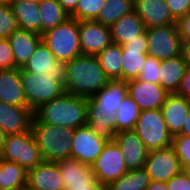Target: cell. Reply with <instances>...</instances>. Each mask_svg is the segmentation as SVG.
<instances>
[{
	"label": "cell",
	"mask_w": 190,
	"mask_h": 190,
	"mask_svg": "<svg viewBox=\"0 0 190 190\" xmlns=\"http://www.w3.org/2000/svg\"><path fill=\"white\" fill-rule=\"evenodd\" d=\"M187 66L188 63L182 54L161 60L159 69V84L168 93H177Z\"/></svg>",
	"instance_id": "obj_24"
},
{
	"label": "cell",
	"mask_w": 190,
	"mask_h": 190,
	"mask_svg": "<svg viewBox=\"0 0 190 190\" xmlns=\"http://www.w3.org/2000/svg\"><path fill=\"white\" fill-rule=\"evenodd\" d=\"M147 49L122 48V81L137 79L145 64Z\"/></svg>",
	"instance_id": "obj_30"
},
{
	"label": "cell",
	"mask_w": 190,
	"mask_h": 190,
	"mask_svg": "<svg viewBox=\"0 0 190 190\" xmlns=\"http://www.w3.org/2000/svg\"><path fill=\"white\" fill-rule=\"evenodd\" d=\"M147 46H148L147 33L145 30L141 35L137 36L136 39L130 40L129 42H126L125 44L121 45V48L135 47V48L147 49Z\"/></svg>",
	"instance_id": "obj_44"
},
{
	"label": "cell",
	"mask_w": 190,
	"mask_h": 190,
	"mask_svg": "<svg viewBox=\"0 0 190 190\" xmlns=\"http://www.w3.org/2000/svg\"><path fill=\"white\" fill-rule=\"evenodd\" d=\"M181 135H186V136H189L190 137V113L189 115L187 116V120L186 122L184 123V126L182 128V131L179 133Z\"/></svg>",
	"instance_id": "obj_49"
},
{
	"label": "cell",
	"mask_w": 190,
	"mask_h": 190,
	"mask_svg": "<svg viewBox=\"0 0 190 190\" xmlns=\"http://www.w3.org/2000/svg\"><path fill=\"white\" fill-rule=\"evenodd\" d=\"M134 131L148 151L172 146V135L168 132L161 109L141 111Z\"/></svg>",
	"instance_id": "obj_7"
},
{
	"label": "cell",
	"mask_w": 190,
	"mask_h": 190,
	"mask_svg": "<svg viewBox=\"0 0 190 190\" xmlns=\"http://www.w3.org/2000/svg\"><path fill=\"white\" fill-rule=\"evenodd\" d=\"M160 63V60L147 55L145 64L137 79L153 84H159Z\"/></svg>",
	"instance_id": "obj_38"
},
{
	"label": "cell",
	"mask_w": 190,
	"mask_h": 190,
	"mask_svg": "<svg viewBox=\"0 0 190 190\" xmlns=\"http://www.w3.org/2000/svg\"><path fill=\"white\" fill-rule=\"evenodd\" d=\"M60 170L65 190L89 187L96 179L91 166L72 158L56 162Z\"/></svg>",
	"instance_id": "obj_20"
},
{
	"label": "cell",
	"mask_w": 190,
	"mask_h": 190,
	"mask_svg": "<svg viewBox=\"0 0 190 190\" xmlns=\"http://www.w3.org/2000/svg\"><path fill=\"white\" fill-rule=\"evenodd\" d=\"M20 74L24 95L32 111L65 92L64 82L57 76L38 75L23 68H20Z\"/></svg>",
	"instance_id": "obj_5"
},
{
	"label": "cell",
	"mask_w": 190,
	"mask_h": 190,
	"mask_svg": "<svg viewBox=\"0 0 190 190\" xmlns=\"http://www.w3.org/2000/svg\"><path fill=\"white\" fill-rule=\"evenodd\" d=\"M168 132L174 136L182 131L190 113V99L177 93H169L162 108Z\"/></svg>",
	"instance_id": "obj_19"
},
{
	"label": "cell",
	"mask_w": 190,
	"mask_h": 190,
	"mask_svg": "<svg viewBox=\"0 0 190 190\" xmlns=\"http://www.w3.org/2000/svg\"><path fill=\"white\" fill-rule=\"evenodd\" d=\"M17 28L11 6L0 4V38L7 39Z\"/></svg>",
	"instance_id": "obj_37"
},
{
	"label": "cell",
	"mask_w": 190,
	"mask_h": 190,
	"mask_svg": "<svg viewBox=\"0 0 190 190\" xmlns=\"http://www.w3.org/2000/svg\"><path fill=\"white\" fill-rule=\"evenodd\" d=\"M0 158L16 162L27 171L44 161L31 130L6 135Z\"/></svg>",
	"instance_id": "obj_6"
},
{
	"label": "cell",
	"mask_w": 190,
	"mask_h": 190,
	"mask_svg": "<svg viewBox=\"0 0 190 190\" xmlns=\"http://www.w3.org/2000/svg\"><path fill=\"white\" fill-rule=\"evenodd\" d=\"M146 190H168L166 182L150 181Z\"/></svg>",
	"instance_id": "obj_47"
},
{
	"label": "cell",
	"mask_w": 190,
	"mask_h": 190,
	"mask_svg": "<svg viewBox=\"0 0 190 190\" xmlns=\"http://www.w3.org/2000/svg\"><path fill=\"white\" fill-rule=\"evenodd\" d=\"M6 134L3 132V130L0 128V153L2 151L3 145L5 143Z\"/></svg>",
	"instance_id": "obj_50"
},
{
	"label": "cell",
	"mask_w": 190,
	"mask_h": 190,
	"mask_svg": "<svg viewBox=\"0 0 190 190\" xmlns=\"http://www.w3.org/2000/svg\"><path fill=\"white\" fill-rule=\"evenodd\" d=\"M177 94L190 99V65L186 68L185 74L178 87Z\"/></svg>",
	"instance_id": "obj_43"
},
{
	"label": "cell",
	"mask_w": 190,
	"mask_h": 190,
	"mask_svg": "<svg viewBox=\"0 0 190 190\" xmlns=\"http://www.w3.org/2000/svg\"><path fill=\"white\" fill-rule=\"evenodd\" d=\"M15 68L14 54L8 39L0 38V70Z\"/></svg>",
	"instance_id": "obj_39"
},
{
	"label": "cell",
	"mask_w": 190,
	"mask_h": 190,
	"mask_svg": "<svg viewBox=\"0 0 190 190\" xmlns=\"http://www.w3.org/2000/svg\"><path fill=\"white\" fill-rule=\"evenodd\" d=\"M88 98L63 93L33 111L32 122L76 129L87 125Z\"/></svg>",
	"instance_id": "obj_2"
},
{
	"label": "cell",
	"mask_w": 190,
	"mask_h": 190,
	"mask_svg": "<svg viewBox=\"0 0 190 190\" xmlns=\"http://www.w3.org/2000/svg\"><path fill=\"white\" fill-rule=\"evenodd\" d=\"M42 41L57 60L67 63L81 56L79 20L69 17L65 22L43 33Z\"/></svg>",
	"instance_id": "obj_4"
},
{
	"label": "cell",
	"mask_w": 190,
	"mask_h": 190,
	"mask_svg": "<svg viewBox=\"0 0 190 190\" xmlns=\"http://www.w3.org/2000/svg\"><path fill=\"white\" fill-rule=\"evenodd\" d=\"M70 190H106V186L100 184L97 180L89 187L71 188Z\"/></svg>",
	"instance_id": "obj_48"
},
{
	"label": "cell",
	"mask_w": 190,
	"mask_h": 190,
	"mask_svg": "<svg viewBox=\"0 0 190 190\" xmlns=\"http://www.w3.org/2000/svg\"><path fill=\"white\" fill-rule=\"evenodd\" d=\"M31 131L44 161L57 162L71 158V138L75 129L32 122Z\"/></svg>",
	"instance_id": "obj_3"
},
{
	"label": "cell",
	"mask_w": 190,
	"mask_h": 190,
	"mask_svg": "<svg viewBox=\"0 0 190 190\" xmlns=\"http://www.w3.org/2000/svg\"><path fill=\"white\" fill-rule=\"evenodd\" d=\"M114 141L123 153L128 170L144 167L148 150L134 130L118 132Z\"/></svg>",
	"instance_id": "obj_16"
},
{
	"label": "cell",
	"mask_w": 190,
	"mask_h": 190,
	"mask_svg": "<svg viewBox=\"0 0 190 190\" xmlns=\"http://www.w3.org/2000/svg\"><path fill=\"white\" fill-rule=\"evenodd\" d=\"M168 190H190V172L182 171L166 182Z\"/></svg>",
	"instance_id": "obj_41"
},
{
	"label": "cell",
	"mask_w": 190,
	"mask_h": 190,
	"mask_svg": "<svg viewBox=\"0 0 190 190\" xmlns=\"http://www.w3.org/2000/svg\"><path fill=\"white\" fill-rule=\"evenodd\" d=\"M112 41L120 46L136 39L145 30L141 18L133 10L129 14L123 15L118 21L110 26Z\"/></svg>",
	"instance_id": "obj_25"
},
{
	"label": "cell",
	"mask_w": 190,
	"mask_h": 190,
	"mask_svg": "<svg viewBox=\"0 0 190 190\" xmlns=\"http://www.w3.org/2000/svg\"><path fill=\"white\" fill-rule=\"evenodd\" d=\"M105 0H79L76 10L70 15L79 21L95 20Z\"/></svg>",
	"instance_id": "obj_35"
},
{
	"label": "cell",
	"mask_w": 190,
	"mask_h": 190,
	"mask_svg": "<svg viewBox=\"0 0 190 190\" xmlns=\"http://www.w3.org/2000/svg\"><path fill=\"white\" fill-rule=\"evenodd\" d=\"M168 94L160 84L139 79L127 81V95L132 98L141 111L161 109Z\"/></svg>",
	"instance_id": "obj_13"
},
{
	"label": "cell",
	"mask_w": 190,
	"mask_h": 190,
	"mask_svg": "<svg viewBox=\"0 0 190 190\" xmlns=\"http://www.w3.org/2000/svg\"><path fill=\"white\" fill-rule=\"evenodd\" d=\"M127 95V82L122 80H110L89 101L99 109V112L115 115L121 102Z\"/></svg>",
	"instance_id": "obj_21"
},
{
	"label": "cell",
	"mask_w": 190,
	"mask_h": 190,
	"mask_svg": "<svg viewBox=\"0 0 190 190\" xmlns=\"http://www.w3.org/2000/svg\"><path fill=\"white\" fill-rule=\"evenodd\" d=\"M10 6L19 29L32 31L41 35L38 3L29 0H14Z\"/></svg>",
	"instance_id": "obj_26"
},
{
	"label": "cell",
	"mask_w": 190,
	"mask_h": 190,
	"mask_svg": "<svg viewBox=\"0 0 190 190\" xmlns=\"http://www.w3.org/2000/svg\"><path fill=\"white\" fill-rule=\"evenodd\" d=\"M82 55L96 56L113 43L111 29L95 20L79 21Z\"/></svg>",
	"instance_id": "obj_12"
},
{
	"label": "cell",
	"mask_w": 190,
	"mask_h": 190,
	"mask_svg": "<svg viewBox=\"0 0 190 190\" xmlns=\"http://www.w3.org/2000/svg\"><path fill=\"white\" fill-rule=\"evenodd\" d=\"M0 101L9 105L28 107L20 68L0 70Z\"/></svg>",
	"instance_id": "obj_23"
},
{
	"label": "cell",
	"mask_w": 190,
	"mask_h": 190,
	"mask_svg": "<svg viewBox=\"0 0 190 190\" xmlns=\"http://www.w3.org/2000/svg\"><path fill=\"white\" fill-rule=\"evenodd\" d=\"M149 184V175L142 168L128 170L116 181L109 183L106 186V190H146Z\"/></svg>",
	"instance_id": "obj_33"
},
{
	"label": "cell",
	"mask_w": 190,
	"mask_h": 190,
	"mask_svg": "<svg viewBox=\"0 0 190 190\" xmlns=\"http://www.w3.org/2000/svg\"><path fill=\"white\" fill-rule=\"evenodd\" d=\"M87 126L106 141H114L117 135L115 115L99 112V109L89 100L87 103Z\"/></svg>",
	"instance_id": "obj_27"
},
{
	"label": "cell",
	"mask_w": 190,
	"mask_h": 190,
	"mask_svg": "<svg viewBox=\"0 0 190 190\" xmlns=\"http://www.w3.org/2000/svg\"><path fill=\"white\" fill-rule=\"evenodd\" d=\"M65 93L90 98L110 79L95 56L81 55L66 63Z\"/></svg>",
	"instance_id": "obj_1"
},
{
	"label": "cell",
	"mask_w": 190,
	"mask_h": 190,
	"mask_svg": "<svg viewBox=\"0 0 190 190\" xmlns=\"http://www.w3.org/2000/svg\"><path fill=\"white\" fill-rule=\"evenodd\" d=\"M134 10L133 0H105L95 21L110 27L123 15Z\"/></svg>",
	"instance_id": "obj_32"
},
{
	"label": "cell",
	"mask_w": 190,
	"mask_h": 190,
	"mask_svg": "<svg viewBox=\"0 0 190 190\" xmlns=\"http://www.w3.org/2000/svg\"><path fill=\"white\" fill-rule=\"evenodd\" d=\"M29 1L40 4L41 2H43V1H45V0H29Z\"/></svg>",
	"instance_id": "obj_52"
},
{
	"label": "cell",
	"mask_w": 190,
	"mask_h": 190,
	"mask_svg": "<svg viewBox=\"0 0 190 190\" xmlns=\"http://www.w3.org/2000/svg\"><path fill=\"white\" fill-rule=\"evenodd\" d=\"M165 2L176 21L190 11V0H165Z\"/></svg>",
	"instance_id": "obj_40"
},
{
	"label": "cell",
	"mask_w": 190,
	"mask_h": 190,
	"mask_svg": "<svg viewBox=\"0 0 190 190\" xmlns=\"http://www.w3.org/2000/svg\"><path fill=\"white\" fill-rule=\"evenodd\" d=\"M91 169L95 179L104 186L116 181L128 171L123 153L115 141H107Z\"/></svg>",
	"instance_id": "obj_9"
},
{
	"label": "cell",
	"mask_w": 190,
	"mask_h": 190,
	"mask_svg": "<svg viewBox=\"0 0 190 190\" xmlns=\"http://www.w3.org/2000/svg\"><path fill=\"white\" fill-rule=\"evenodd\" d=\"M27 170L16 162L0 159V190L26 188Z\"/></svg>",
	"instance_id": "obj_28"
},
{
	"label": "cell",
	"mask_w": 190,
	"mask_h": 190,
	"mask_svg": "<svg viewBox=\"0 0 190 190\" xmlns=\"http://www.w3.org/2000/svg\"><path fill=\"white\" fill-rule=\"evenodd\" d=\"M177 25L182 41L190 39V11L177 21Z\"/></svg>",
	"instance_id": "obj_42"
},
{
	"label": "cell",
	"mask_w": 190,
	"mask_h": 190,
	"mask_svg": "<svg viewBox=\"0 0 190 190\" xmlns=\"http://www.w3.org/2000/svg\"><path fill=\"white\" fill-rule=\"evenodd\" d=\"M147 55L164 60L182 54V39L178 25H166L146 29Z\"/></svg>",
	"instance_id": "obj_8"
},
{
	"label": "cell",
	"mask_w": 190,
	"mask_h": 190,
	"mask_svg": "<svg viewBox=\"0 0 190 190\" xmlns=\"http://www.w3.org/2000/svg\"><path fill=\"white\" fill-rule=\"evenodd\" d=\"M33 111L0 101V128L6 135L19 134L31 130Z\"/></svg>",
	"instance_id": "obj_17"
},
{
	"label": "cell",
	"mask_w": 190,
	"mask_h": 190,
	"mask_svg": "<svg viewBox=\"0 0 190 190\" xmlns=\"http://www.w3.org/2000/svg\"><path fill=\"white\" fill-rule=\"evenodd\" d=\"M7 39L14 54L15 68H23L42 41V35L17 28Z\"/></svg>",
	"instance_id": "obj_22"
},
{
	"label": "cell",
	"mask_w": 190,
	"mask_h": 190,
	"mask_svg": "<svg viewBox=\"0 0 190 190\" xmlns=\"http://www.w3.org/2000/svg\"><path fill=\"white\" fill-rule=\"evenodd\" d=\"M14 0H0V4L2 5H11V3L13 2Z\"/></svg>",
	"instance_id": "obj_51"
},
{
	"label": "cell",
	"mask_w": 190,
	"mask_h": 190,
	"mask_svg": "<svg viewBox=\"0 0 190 190\" xmlns=\"http://www.w3.org/2000/svg\"><path fill=\"white\" fill-rule=\"evenodd\" d=\"M79 0H57L63 9L71 15L75 10Z\"/></svg>",
	"instance_id": "obj_45"
},
{
	"label": "cell",
	"mask_w": 190,
	"mask_h": 190,
	"mask_svg": "<svg viewBox=\"0 0 190 190\" xmlns=\"http://www.w3.org/2000/svg\"><path fill=\"white\" fill-rule=\"evenodd\" d=\"M71 143V158L91 166L107 141L85 125L75 129Z\"/></svg>",
	"instance_id": "obj_11"
},
{
	"label": "cell",
	"mask_w": 190,
	"mask_h": 190,
	"mask_svg": "<svg viewBox=\"0 0 190 190\" xmlns=\"http://www.w3.org/2000/svg\"><path fill=\"white\" fill-rule=\"evenodd\" d=\"M144 170L150 181L167 182L183 171L180 159L172 146L148 151Z\"/></svg>",
	"instance_id": "obj_10"
},
{
	"label": "cell",
	"mask_w": 190,
	"mask_h": 190,
	"mask_svg": "<svg viewBox=\"0 0 190 190\" xmlns=\"http://www.w3.org/2000/svg\"><path fill=\"white\" fill-rule=\"evenodd\" d=\"M41 35L65 22L70 15L63 9L57 0H45L39 4Z\"/></svg>",
	"instance_id": "obj_31"
},
{
	"label": "cell",
	"mask_w": 190,
	"mask_h": 190,
	"mask_svg": "<svg viewBox=\"0 0 190 190\" xmlns=\"http://www.w3.org/2000/svg\"><path fill=\"white\" fill-rule=\"evenodd\" d=\"M172 147L180 159L183 171L190 172V137L181 134L172 136Z\"/></svg>",
	"instance_id": "obj_36"
},
{
	"label": "cell",
	"mask_w": 190,
	"mask_h": 190,
	"mask_svg": "<svg viewBox=\"0 0 190 190\" xmlns=\"http://www.w3.org/2000/svg\"><path fill=\"white\" fill-rule=\"evenodd\" d=\"M110 80H122V48L112 43L95 56Z\"/></svg>",
	"instance_id": "obj_29"
},
{
	"label": "cell",
	"mask_w": 190,
	"mask_h": 190,
	"mask_svg": "<svg viewBox=\"0 0 190 190\" xmlns=\"http://www.w3.org/2000/svg\"><path fill=\"white\" fill-rule=\"evenodd\" d=\"M140 113L137 104L126 95L115 114L116 132L134 130Z\"/></svg>",
	"instance_id": "obj_34"
},
{
	"label": "cell",
	"mask_w": 190,
	"mask_h": 190,
	"mask_svg": "<svg viewBox=\"0 0 190 190\" xmlns=\"http://www.w3.org/2000/svg\"><path fill=\"white\" fill-rule=\"evenodd\" d=\"M14 190H26V188H22V189H14Z\"/></svg>",
	"instance_id": "obj_53"
},
{
	"label": "cell",
	"mask_w": 190,
	"mask_h": 190,
	"mask_svg": "<svg viewBox=\"0 0 190 190\" xmlns=\"http://www.w3.org/2000/svg\"><path fill=\"white\" fill-rule=\"evenodd\" d=\"M182 55L190 65V39L182 41Z\"/></svg>",
	"instance_id": "obj_46"
},
{
	"label": "cell",
	"mask_w": 190,
	"mask_h": 190,
	"mask_svg": "<svg viewBox=\"0 0 190 190\" xmlns=\"http://www.w3.org/2000/svg\"><path fill=\"white\" fill-rule=\"evenodd\" d=\"M26 190H65L57 163L43 161L29 169Z\"/></svg>",
	"instance_id": "obj_15"
},
{
	"label": "cell",
	"mask_w": 190,
	"mask_h": 190,
	"mask_svg": "<svg viewBox=\"0 0 190 190\" xmlns=\"http://www.w3.org/2000/svg\"><path fill=\"white\" fill-rule=\"evenodd\" d=\"M23 69L38 75L57 76L64 83L66 80V63L57 60L43 41L39 43Z\"/></svg>",
	"instance_id": "obj_14"
},
{
	"label": "cell",
	"mask_w": 190,
	"mask_h": 190,
	"mask_svg": "<svg viewBox=\"0 0 190 190\" xmlns=\"http://www.w3.org/2000/svg\"><path fill=\"white\" fill-rule=\"evenodd\" d=\"M134 11L146 29L177 24L165 0H138L134 3Z\"/></svg>",
	"instance_id": "obj_18"
}]
</instances>
